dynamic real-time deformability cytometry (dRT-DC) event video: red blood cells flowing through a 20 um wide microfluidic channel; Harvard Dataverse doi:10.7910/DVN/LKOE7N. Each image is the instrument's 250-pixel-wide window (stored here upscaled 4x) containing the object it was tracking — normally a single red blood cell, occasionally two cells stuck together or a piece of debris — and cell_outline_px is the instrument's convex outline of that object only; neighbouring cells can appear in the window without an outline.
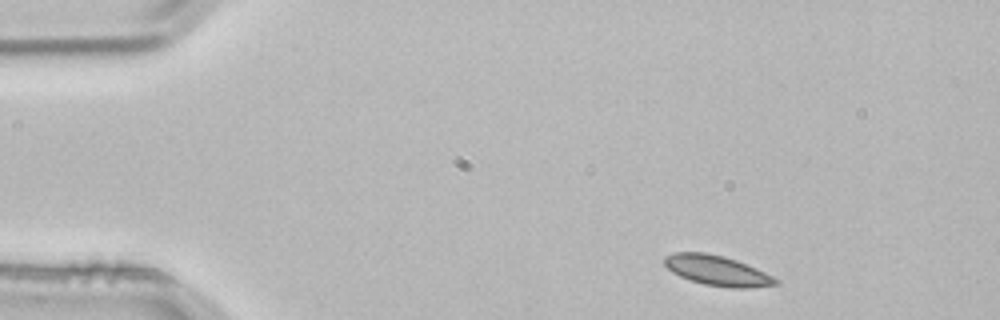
{"species": "common noctule bat (a hibernating species)", "species_latin": "Nyctalus noctula", "temperature_condition": "room temperature", "stored_images_in_passage": 3, "camera_frame_rate_fps": 3000, "um_per_image_px": 0.085, "animal": {"sex": "male", "body_mass_g": 21.5, "forearm_length_mm": 52.0}, "frame": {"image": 1, "passage_image": 1, "time_ms": 0.0, "image_size_px": [1000, 320], "cell_outline_px": [[780, 284], [748, 288], [732, 288], [704, 284], [680, 276], [672, 272], [664, 264], [664, 256], [672, 252], [708, 252], [724, 256], [736, 260], [756, 268], [780, 280]], "centroid_in_image_um": [60.96, 22.99], "position_along_channel_um": 24.0, "area_um2": 19.54}}
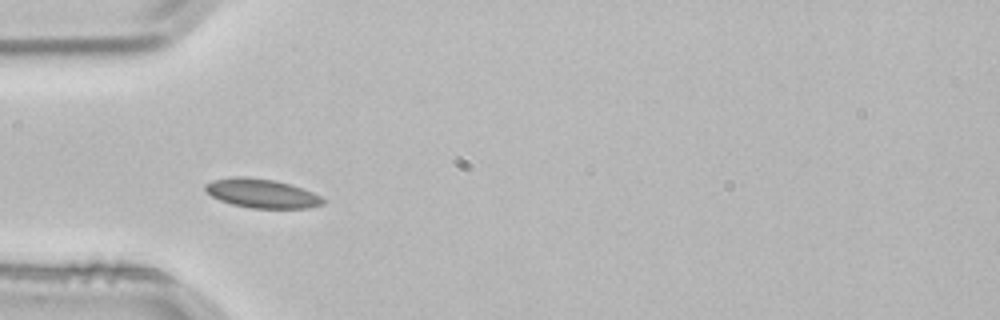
{"frame": {"image": 2, "passage_image": 3, "time_ms": 0.667, "image_size_px": [1000, 320], "cell_outline_px": [[328, 200], [324, 204], [308, 208], [252, 208], [232, 204], [220, 200], [212, 196], [204, 188], [204, 184], [212, 180], [236, 176], [244, 176], [276, 180], [292, 184], [312, 192]], "centroid_in_image_um": [22.28, 16.43], "position_along_channel_um": 62.7, "area_um2": 20.06}}